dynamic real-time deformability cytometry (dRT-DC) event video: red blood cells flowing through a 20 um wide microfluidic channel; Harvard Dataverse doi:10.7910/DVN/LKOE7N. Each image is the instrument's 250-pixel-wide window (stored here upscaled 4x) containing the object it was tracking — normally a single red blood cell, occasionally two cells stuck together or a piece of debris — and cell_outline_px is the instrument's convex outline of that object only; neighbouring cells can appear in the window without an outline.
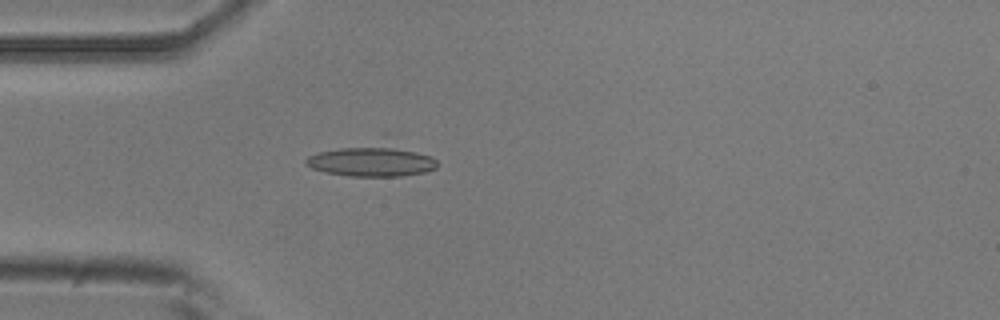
{"species": "common noctule bat (a hibernating species)", "species_latin": "Nyctalus noctula", "temperature_condition": "room temperature", "stored_images_in_passage": 5, "camera_frame_rate_fps": 3000, "um_per_image_px": 0.085, "animal": {"sex": "male", "body_mass_g": 20.5, "forearm_length_mm": 52.5}, "frame": {"image": 1, "passage_image": 5, "time_ms": 1.333, "image_size_px": [1000, 320], "cell_outline_px": [[436, 168], [424, 172], [400, 176], [348, 176], [324, 172], [312, 168], [304, 164], [304, 160], [308, 156], [380, 132], [388, 132], [432, 156], [436, 160]], "centroid_in_image_um": [31.71, 13.42], "position_along_channel_um": 53.3, "area_um2": 28.09}}